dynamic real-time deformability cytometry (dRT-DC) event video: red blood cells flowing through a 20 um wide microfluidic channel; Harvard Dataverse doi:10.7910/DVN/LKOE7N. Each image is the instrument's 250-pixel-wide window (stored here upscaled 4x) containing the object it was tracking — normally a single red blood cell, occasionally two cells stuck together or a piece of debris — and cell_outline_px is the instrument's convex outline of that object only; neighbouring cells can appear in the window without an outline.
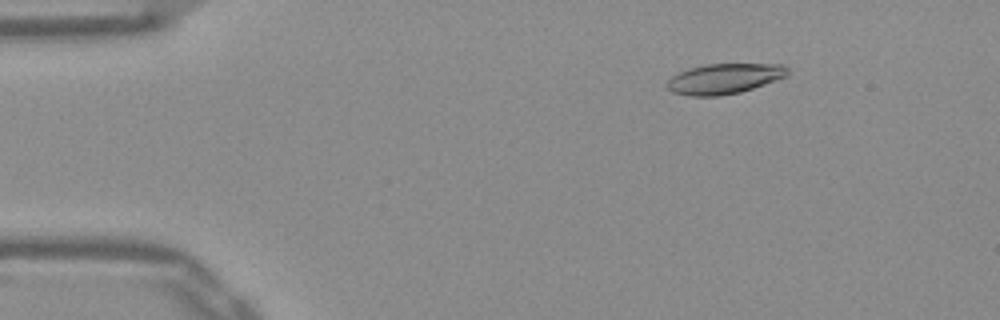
{"species": "Egyptian fruit bat (a non-hibernating species)", "species_latin": "Rousettus aegyptiacus", "temperature_condition": "warm", "stored_images_in_passage": 53, "camera_frame_rate_fps": 3000, "um_per_image_px": 0.085, "frame": {"image": 1, "passage_image": 8, "time_ms": 2.333, "image_size_px": [1000, 320], "cell_outline_px": [[788, 76], [740, 92], [720, 96], [688, 96], [672, 92], [668, 88], [668, 80], [672, 76], [688, 68], [704, 64], [784, 64], [788, 68]], "centroid_in_image_um": [61.57, 6.68], "position_along_channel_um": 23.4, "area_um2": 21.27}}
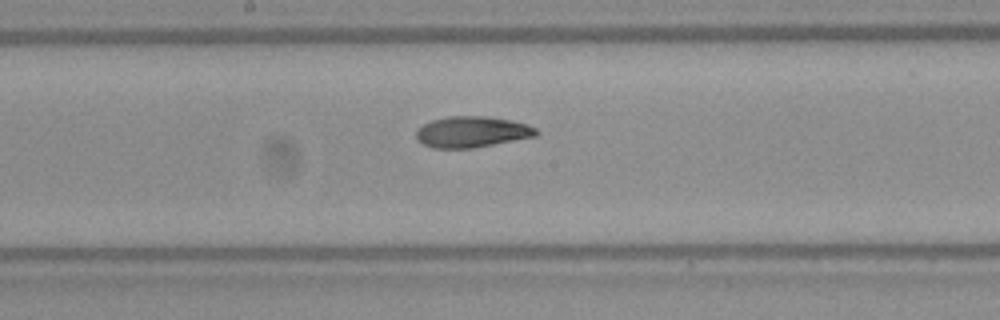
{"frame": {"image": 2, "passage_image": 28, "time_ms": 9.0, "image_size_px": [1000, 320], "cell_outline_px": [[540, 132], [536, 136], [472, 148], [432, 148], [416, 140], [416, 128], [432, 120], [448, 116], [488, 116], [512, 120], [528, 124], [536, 128]], "centroid_in_image_um": [40.11, 11.2], "position_along_channel_um": 208.1, "area_um2": 21.85}}
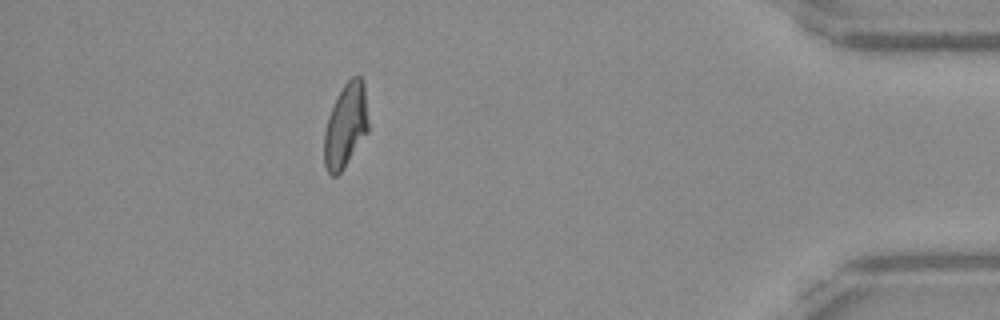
{"frame": {"image": 3, "passage_image": 47, "time_ms": 15.333, "image_size_px": [1000, 320], "cell_outline_px": [[368, 132], [340, 172], [336, 176], [332, 176], [328, 172], [324, 164], [324, 132], [328, 116], [344, 84], [352, 76], [360, 76], [364, 84], [368, 120]], "centroid_in_image_um": [29.38, 10.68], "position_along_channel_um": 405.8, "area_um2": 21.33}, "authors_computed_cell_mechanics": {"area_um2": 21.7328, "velocity_mm_per_s": 3.9017, "shape_relaxation_time_tau1_ms": 11.028, "shape_relaxation_time_tau2_ms": 4.1576, "deformation_change_tau1": 0.2925, "deformation_change_tau2": 0.1071}}